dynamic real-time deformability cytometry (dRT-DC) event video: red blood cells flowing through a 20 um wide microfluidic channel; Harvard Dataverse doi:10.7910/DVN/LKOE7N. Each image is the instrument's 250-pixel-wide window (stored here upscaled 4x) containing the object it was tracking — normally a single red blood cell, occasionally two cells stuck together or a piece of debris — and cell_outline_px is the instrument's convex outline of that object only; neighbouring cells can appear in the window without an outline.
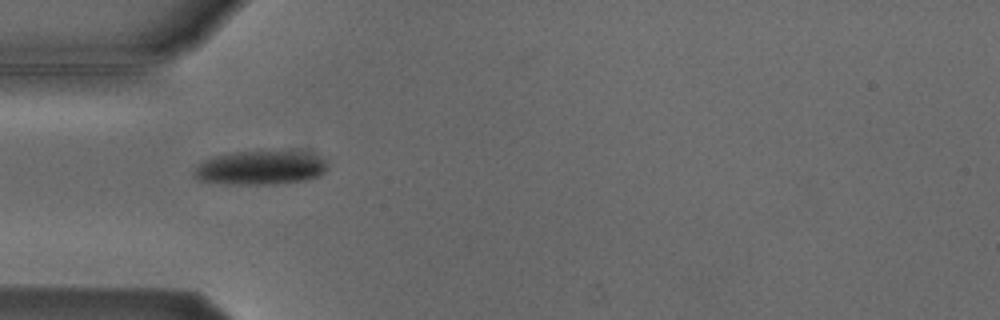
{"species": "Egyptian fruit bat (a non-hibernating species)", "species_latin": "Rousettus aegyptiacus", "temperature_condition": "cold", "stored_images_in_passage": 5, "camera_frame_rate_fps": 3000, "um_per_image_px": 0.085, "animal": {"sex": "male"}, "frame": {"image": 1, "passage_image": 4, "time_ms": 4.333, "image_size_px": [1000, 320], "cell_outline_px": [[328, 168], [320, 176], [308, 180], [276, 184], [224, 184], [200, 180], [192, 176], [192, 172], [196, 164], [204, 160], [216, 156], [232, 152], [304, 152], [320, 156], [328, 160]], "centroid_in_image_um": [22.15, 14.27], "position_along_channel_um": 62.8, "area_um2": 26.7}}
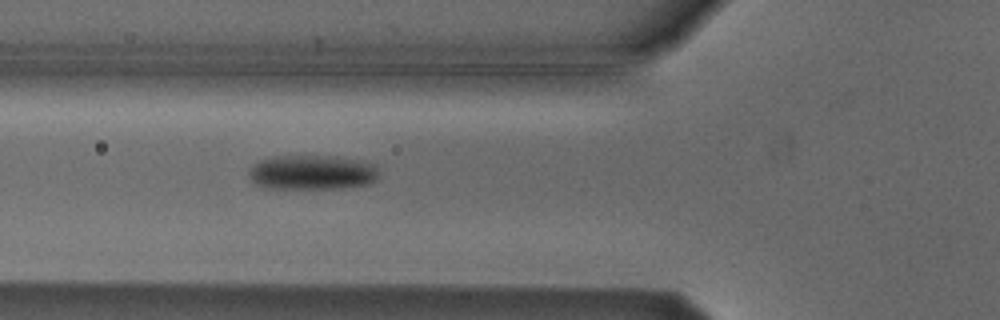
{"frame": {"image": 2, "passage_image": 5, "time_ms": 5.333, "image_size_px": [1000, 320], "cell_outline_px": [[376, 180], [368, 184], [340, 188], [264, 188], [256, 184], [248, 176], [248, 172], [252, 164], [260, 160], [272, 156], [336, 156], [376, 164]], "centroid_in_image_um": [26.47, 14.65], "position_along_channel_um": 99.3, "area_um2": 26.24}}